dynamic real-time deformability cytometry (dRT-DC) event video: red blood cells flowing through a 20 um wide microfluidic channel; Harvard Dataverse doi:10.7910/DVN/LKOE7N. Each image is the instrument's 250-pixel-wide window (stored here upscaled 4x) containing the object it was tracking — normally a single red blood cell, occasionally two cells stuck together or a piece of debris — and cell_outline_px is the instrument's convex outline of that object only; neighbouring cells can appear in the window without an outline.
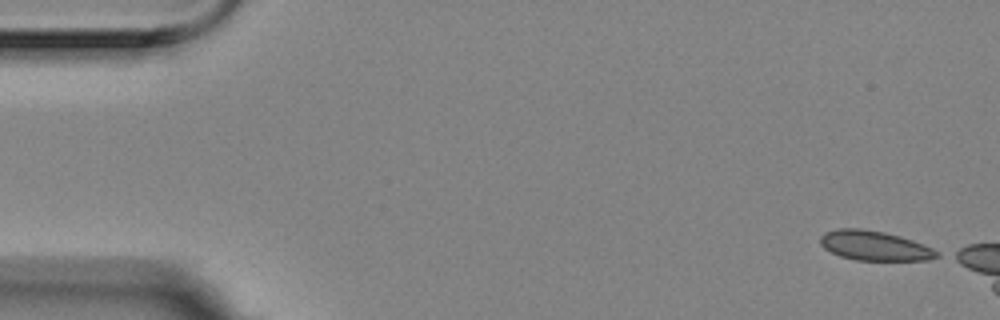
{"species": "Egyptian fruit bat (a non-hibernating species)", "species_latin": "Rousettus aegyptiacus", "temperature_condition": "room temperature", "stored_images_in_passage": 3, "segment_of_instrument_passage": [2, 2], "camera_frame_rate_fps": 3000, "um_per_image_px": 0.085, "animal": {"sex": "female"}, "frame": {"image": 1, "passage_image": 3, "time_ms": 0.667, "image_size_px": [1000, 320], "cell_outline_px": [[940, 256], [928, 260], [856, 260], [840, 256], [824, 248], [820, 244], [820, 236], [824, 232], [836, 228], [860, 228], [884, 232], [900, 236], [924, 244], [940, 252]], "centroid_in_image_um": [74.33, 20.88], "position_along_channel_um": 10.7, "area_um2": 20.23}}